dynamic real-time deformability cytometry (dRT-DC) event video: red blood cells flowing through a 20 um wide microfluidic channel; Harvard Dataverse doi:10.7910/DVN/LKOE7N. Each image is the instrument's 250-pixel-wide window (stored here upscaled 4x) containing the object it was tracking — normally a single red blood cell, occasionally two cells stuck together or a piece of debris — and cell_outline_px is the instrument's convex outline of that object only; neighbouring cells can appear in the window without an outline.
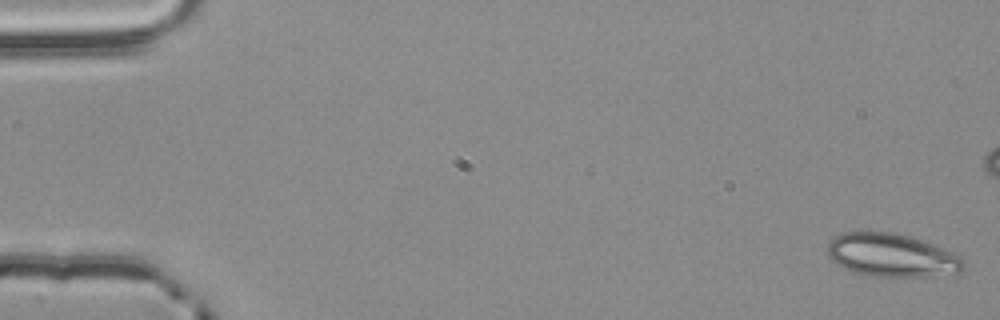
{"species": "common noctule bat (a hibernating species)", "species_latin": "Nyctalus noctula", "temperature_condition": "room temperature", "stored_images_in_passage": 3, "camera_frame_rate_fps": 3000, "um_per_image_px": 0.085, "animal": {"sex": "male", "body_mass_g": 20.4}, "frame": {"image": 1, "passage_image": 3, "time_ms": 0.667, "image_size_px": [1000, 320], "cell_outline_px": [[964, 268], [960, 272], [924, 276], [868, 276], [852, 272], [836, 264], [828, 256], [828, 244], [836, 236], [844, 232], [892, 232], [908, 236], [932, 244], [952, 252], [960, 256], [964, 260]], "centroid_in_image_um": [75.77, 21.7], "position_along_channel_um": 9.2, "area_um2": 33.93}}